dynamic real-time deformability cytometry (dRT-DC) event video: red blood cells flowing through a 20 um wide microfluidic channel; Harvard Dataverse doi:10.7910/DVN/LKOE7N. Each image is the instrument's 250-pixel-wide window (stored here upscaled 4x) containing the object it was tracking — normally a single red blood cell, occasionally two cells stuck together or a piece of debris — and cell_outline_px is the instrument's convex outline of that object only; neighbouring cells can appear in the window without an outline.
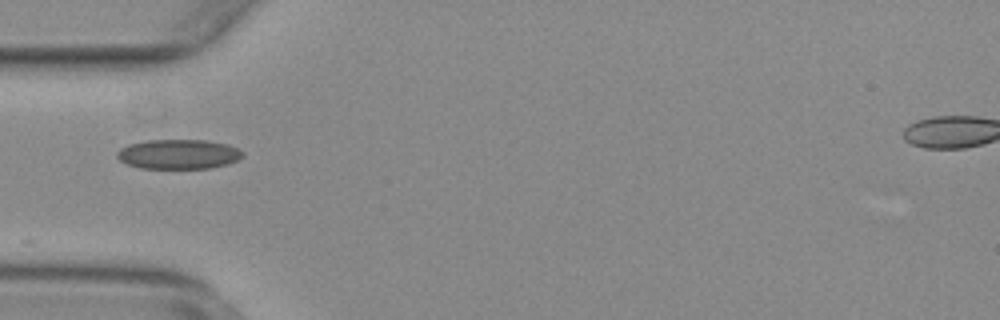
{"species": "common noctule bat (a hibernating species)", "species_latin": "Nyctalus noctula", "temperature_condition": "warm", "stored_images_in_passage": 30, "camera_frame_rate_fps": 3000, "um_per_image_px": 0.085, "animal": {"sex": "female", "body_mass_g": 29.2, "forearm_length_mm": 56.3}, "frame": {"image": 1, "passage_image": 1, "time_ms": 0.0, "image_size_px": [1000, 320], "cell_outline_px": [[244, 156], [228, 164], [212, 168], [140, 168], [128, 164], [120, 160], [116, 156], [116, 152], [120, 148], [128, 144], [148, 140], [208, 140], [228, 144], [244, 152]], "centroid_in_image_um": [15.18, 13.1], "position_along_channel_um": 69.8, "area_um2": 21.79}}
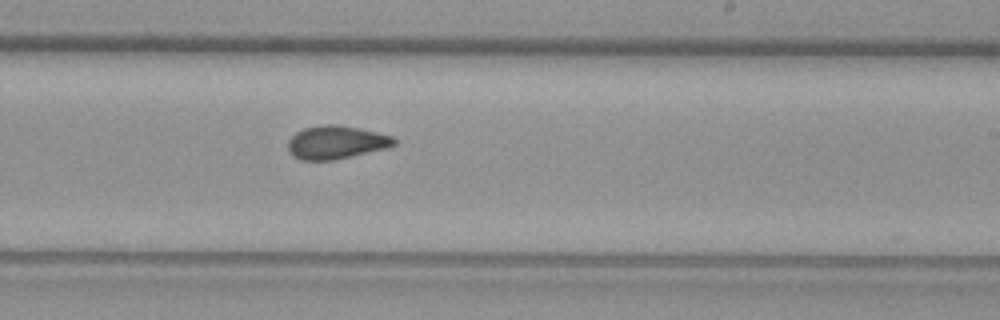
{"frame": {"image": 2, "passage_image": 16, "time_ms": 5.0, "image_size_px": [1000, 320], "cell_outline_px": [[396, 144], [388, 148], [332, 160], [300, 160], [292, 156], [288, 152], [288, 140], [296, 132], [304, 128], [320, 124], [336, 124], [376, 132], [392, 136], [396, 140]], "centroid_in_image_um": [28.54, 12.1], "position_along_channel_um": 260.5, "area_um2": 20.58}}
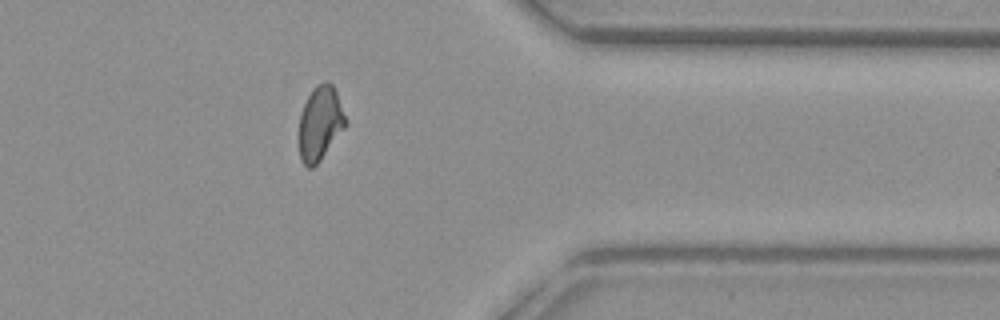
{"frame": {"image": 3, "passage_image": 27, "time_ms": 8.667, "image_size_px": [1000, 320], "cell_outline_px": [[348, 124], [320, 160], [312, 168], [308, 168], [300, 160], [300, 112], [312, 88], [316, 84], [324, 80], [332, 84], [336, 92], [348, 120]], "centroid_in_image_um": [27.23, 10.45], "position_along_channel_um": 384.2, "area_um2": 20.17}, "authors_computed_cell_mechanics": {"area_um2": 20.2589, "velocity_mm_per_s": 3.8001, "shape_relaxation_time_tau1_ms": null, "shape_relaxation_time_tau2_ms": 1.7294, "deformation_change_tau1": null, "deformation_change_tau2": 0.0787}}